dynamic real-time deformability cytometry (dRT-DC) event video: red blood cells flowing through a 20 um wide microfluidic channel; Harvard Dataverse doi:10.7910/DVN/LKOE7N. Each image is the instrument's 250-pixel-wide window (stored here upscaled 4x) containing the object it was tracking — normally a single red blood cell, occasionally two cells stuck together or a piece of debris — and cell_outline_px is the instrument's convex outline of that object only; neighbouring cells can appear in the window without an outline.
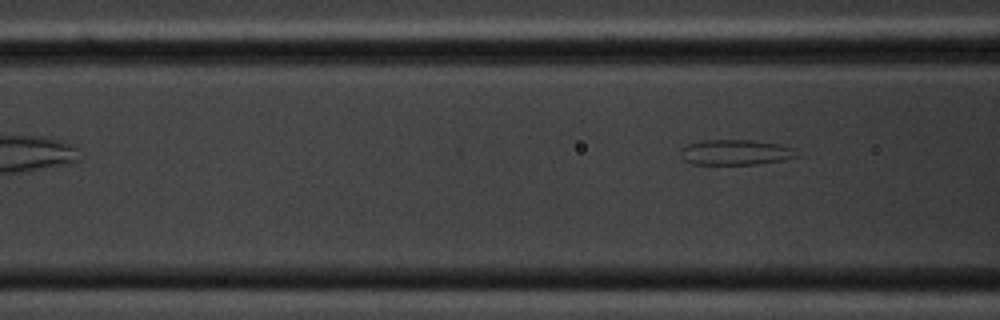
{"species": "common noctule bat (a hibernating species)", "species_latin": "Nyctalus noctula", "temperature_condition": "cold", "stored_images_in_passage": 4, "camera_frame_rate_fps": 3000, "um_per_image_px": 0.085, "animal": {"sex": "male", "body_mass_g": 20.1, "forearm_length_mm": 53.5}, "frame": {"image": 1, "passage_image": 4, "time_ms": 4.333, "image_size_px": [1000, 320], "cell_outline_px": [[800, 156], [784, 160], [756, 164], [692, 164], [684, 160], [680, 152], [688, 144], [704, 140], [752, 140], [780, 144], [796, 148]], "centroid_in_image_um": [62.6, 12.94], "position_along_channel_um": 104.0, "area_um2": 17.22}}